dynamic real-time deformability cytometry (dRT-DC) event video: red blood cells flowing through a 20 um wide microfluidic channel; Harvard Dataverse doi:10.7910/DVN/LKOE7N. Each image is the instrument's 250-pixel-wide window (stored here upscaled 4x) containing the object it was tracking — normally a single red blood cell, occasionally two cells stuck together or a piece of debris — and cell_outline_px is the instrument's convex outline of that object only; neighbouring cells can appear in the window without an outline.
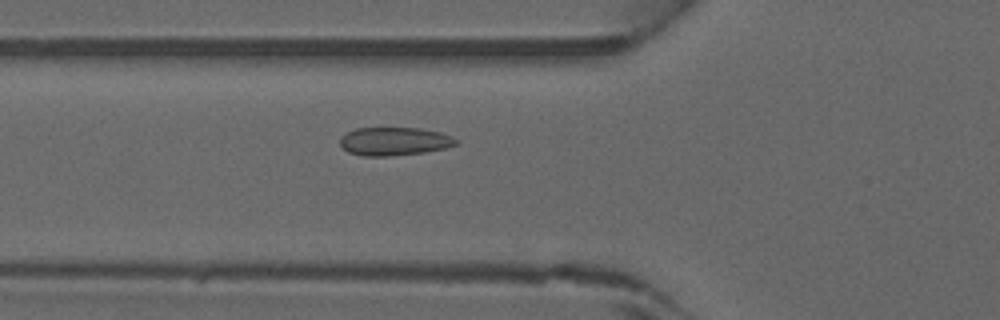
{"species": "common noctule bat (a hibernating species)", "species_latin": "Nyctalus noctula", "temperature_condition": "warm", "stored_images_in_passage": 30, "camera_frame_rate_fps": 3000, "um_per_image_px": 0.085, "animal": {"sex": "male", "forearm_length_mm": 52.5}, "frame": {"image": 1, "passage_image": 4, "time_ms": 1.0, "image_size_px": [1000, 320], "cell_outline_px": [[460, 140], [456, 144], [444, 148], [424, 152], [392, 156], [364, 156], [348, 152], [340, 144], [340, 136], [356, 128], [420, 128], [440, 132], [452, 136]], "centroid_in_image_um": [33.52, 12.01], "position_along_channel_um": 92.3, "area_um2": 19.13}}
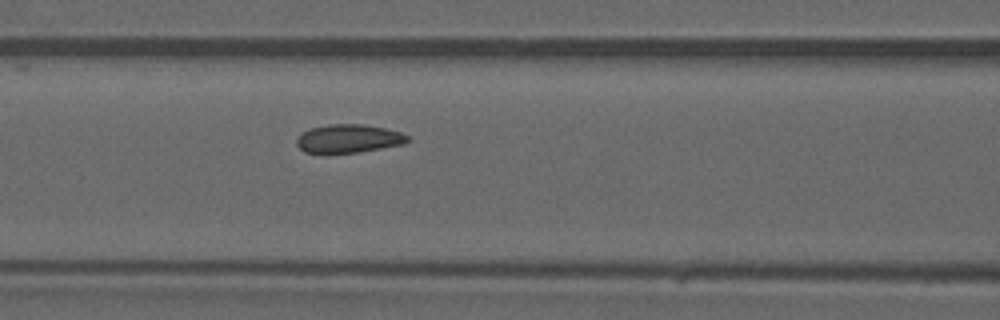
{"frame": {"image": 2, "passage_image": 7, "time_ms": 2.0, "image_size_px": [1000, 320], "cell_outline_px": [[408, 140], [404, 144], [356, 152], [328, 156], [324, 156], [304, 152], [296, 144], [296, 140], [304, 132], [312, 128], [328, 124], [364, 124], [384, 128], [400, 132], [408, 136]], "centroid_in_image_um": [29.56, 11.82], "position_along_channel_um": 137.0, "area_um2": 18.73}}
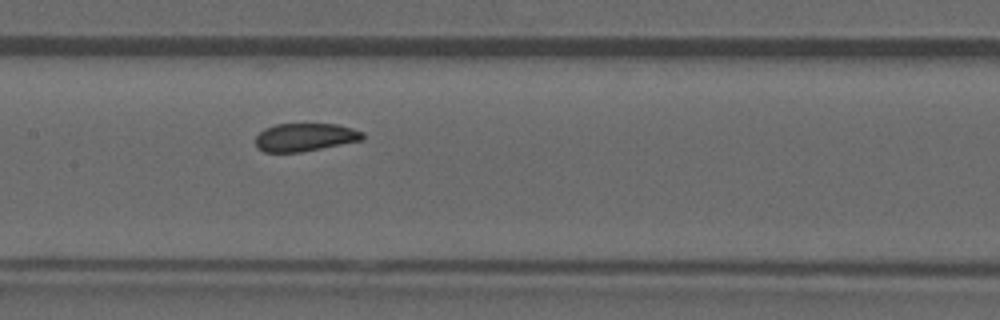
{"frame": {"image": 3, "passage_image": 10, "time_ms": 3.0, "image_size_px": [1000, 320], "cell_outline_px": [[364, 140], [300, 152], [264, 152], [256, 148], [256, 136], [264, 128], [276, 124], [336, 124], [352, 128], [364, 132]], "centroid_in_image_um": [25.93, 11.66], "position_along_channel_um": 181.5, "area_um2": 17.57}}